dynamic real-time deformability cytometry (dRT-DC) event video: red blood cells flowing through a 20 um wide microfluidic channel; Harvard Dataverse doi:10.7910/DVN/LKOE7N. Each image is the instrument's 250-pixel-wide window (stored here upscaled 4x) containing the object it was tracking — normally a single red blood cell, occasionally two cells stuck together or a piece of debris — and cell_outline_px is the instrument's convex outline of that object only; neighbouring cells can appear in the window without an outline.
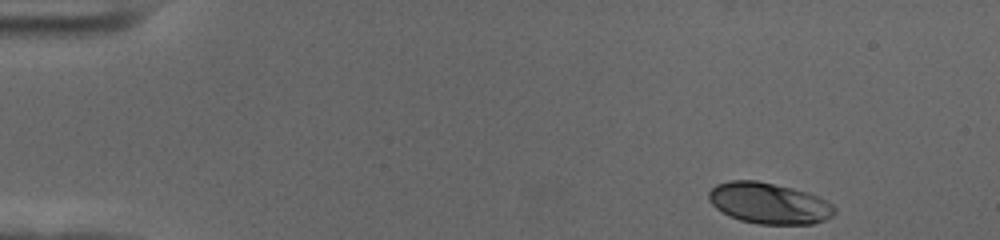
{"species": "human", "species_latin": "Homo sapiens", "temperature_condition": "cold", "stored_images_in_passage": 51, "camera_frame_rate_fps": 3000, "um_per_image_px": 0.085, "donor": {"sex": "female"}, "frame": {"image": 1, "passage_image": 1, "time_ms": 0.0, "image_size_px": [1000, 240], "cell_outline_px": [[836, 212], [832, 216], [824, 220], [812, 224], [760, 224], [740, 220], [728, 216], [716, 208], [708, 200], [708, 192], [716, 184], [728, 180], [756, 180], [792, 188], [808, 192], [820, 196], [832, 204], [836, 208]], "centroid_in_image_um": [65.36, 17.27], "position_along_channel_um": 19.6, "area_um2": 30.35}}
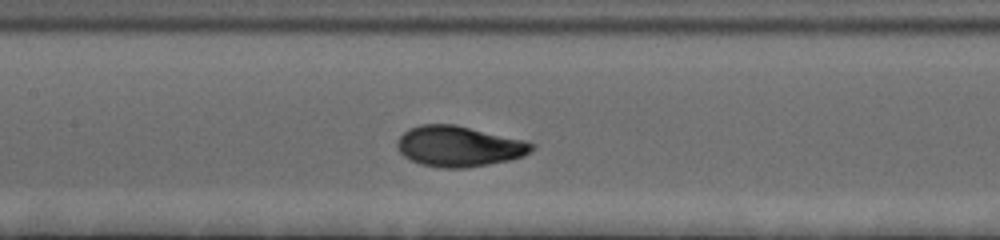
{"frame": {"image": 2, "passage_image": 22, "time_ms": 7.0, "image_size_px": [1000, 240], "cell_outline_px": [[536, 148], [524, 156], [508, 160], [488, 164], [464, 168], [440, 168], [420, 164], [404, 156], [396, 148], [396, 140], [408, 128], [420, 124], [456, 124], [528, 140], [536, 144]], "centroid_in_image_um": [39.04, 12.42], "position_along_channel_um": 168.4, "area_um2": 32.37}}
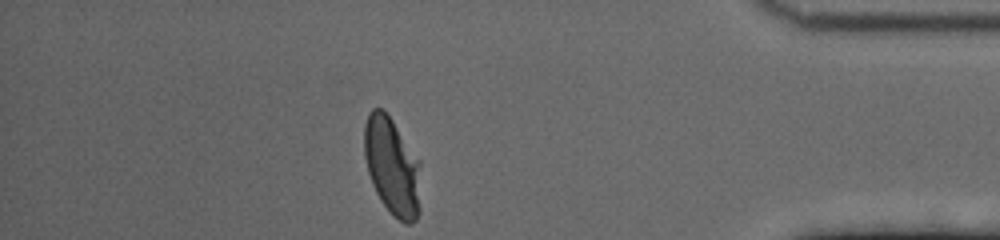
{"frame": {"image": 3, "passage_image": 44, "time_ms": 14.333, "image_size_px": [1000, 240], "cell_outline_px": [[420, 212], [416, 220], [412, 224], [404, 224], [380, 200], [372, 184], [368, 172], [364, 156], [364, 124], [368, 112], [372, 108], [380, 108], [392, 120], [420, 160]], "centroid_in_image_um": [33.34, 14.15], "position_along_channel_um": 401.9, "area_um2": 32.31}, "authors_computed_cell_mechanics": {"area_um2": 31.5588, "velocity_mm_per_s": 3.646, "shape_relaxation_time_tau1_ms": 3.5815, "shape_relaxation_time_tau2_ms": null, "deformation_change_tau1": 0.1649, "deformation_change_tau2": null}}